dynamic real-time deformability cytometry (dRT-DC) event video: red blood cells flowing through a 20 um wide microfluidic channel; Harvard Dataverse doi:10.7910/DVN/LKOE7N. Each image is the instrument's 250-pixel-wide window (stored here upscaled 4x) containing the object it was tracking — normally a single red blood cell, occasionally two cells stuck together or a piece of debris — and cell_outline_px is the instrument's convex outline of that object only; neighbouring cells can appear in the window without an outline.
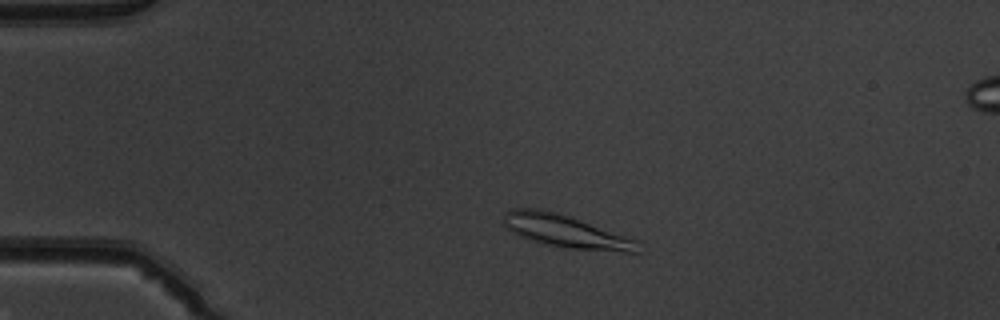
{"species": "common noctule bat (a hibernating species)", "species_latin": "Nyctalus noctula", "temperature_condition": "warm", "stored_images_in_passage": 48, "camera_frame_rate_fps": 3000, "um_per_image_px": 0.085, "animal": {"sex": "male", "body_mass_g": 19.5, "forearm_length_mm": 54.6}, "frame": {"image": 1, "passage_image": 8, "time_ms": 2.333, "image_size_px": [1000, 320], "cell_outline_px": [[640, 252], [624, 252], [572, 248], [548, 244], [520, 236], [504, 228], [504, 212], [512, 208], [540, 208], [572, 216], [636, 240]], "centroid_in_image_um": [48.04, 19.63], "position_along_channel_um": 37.0, "area_um2": 25.32}}
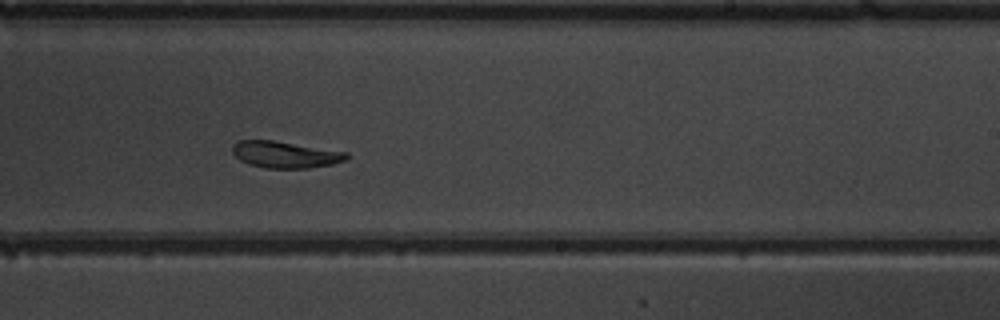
{"frame": {"image": 2, "passage_image": 29, "time_ms": 9.333, "image_size_px": [1000, 320], "cell_outline_px": [[348, 160], [332, 164], [308, 168], [264, 168], [248, 164], [240, 160], [232, 152], [232, 144], [236, 140], [272, 140], [348, 152]], "centroid_in_image_um": [24.22, 13.14], "position_along_channel_um": 264.8, "area_um2": 17.8}}
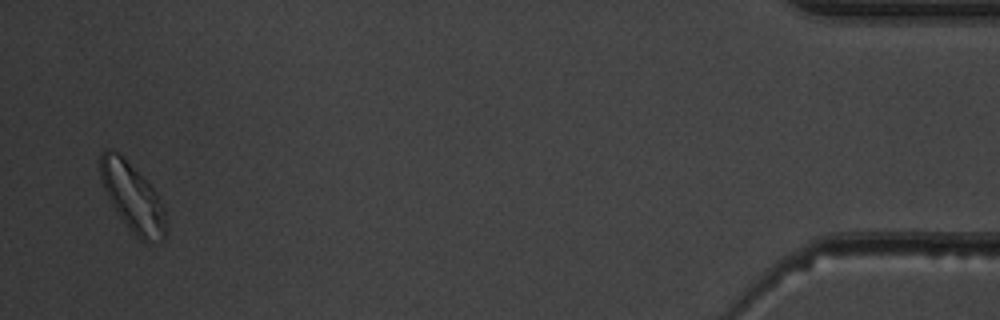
{"frame": {"image": 3, "passage_image": 47, "time_ms": 15.333, "image_size_px": [1000, 320], "cell_outline_px": [[164, 236], [160, 240], [148, 244], [140, 240], [128, 228], [116, 212], [104, 188], [100, 176], [100, 156], [104, 148], [108, 148], [116, 152], [152, 184], [164, 208]], "centroid_in_image_um": [11.26, 16.78], "position_along_channel_um": 423.9, "area_um2": 25.78}, "authors_computed_cell_mechanics": {"area_um2": 19.7387, "velocity_mm_per_s": 3.9279, "shape_relaxation_time_tau1_ms": 5.0063, "shape_relaxation_time_tau2_ms": 6.1878, "deformation_change_tau1": 0.1735, "deformation_change_tau2": 0.1387}}